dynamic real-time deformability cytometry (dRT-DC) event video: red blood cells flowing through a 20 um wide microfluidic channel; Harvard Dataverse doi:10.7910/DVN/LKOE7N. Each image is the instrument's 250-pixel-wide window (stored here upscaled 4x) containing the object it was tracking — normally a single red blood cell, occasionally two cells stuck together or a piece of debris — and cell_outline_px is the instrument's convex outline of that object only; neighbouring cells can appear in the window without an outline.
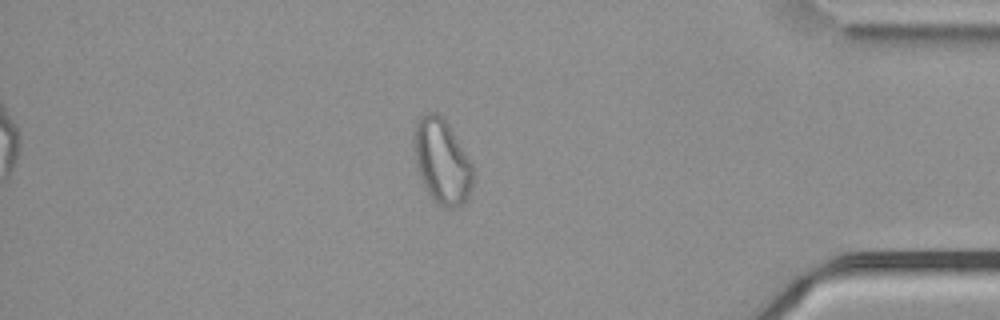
{"species": "common noctule bat (a hibernating species)", "species_latin": "Nyctalus noctula", "temperature_condition": "cold", "stored_images_in_passage": 55, "camera_frame_rate_fps": 3000, "um_per_image_px": 0.085, "animal": {"sex": "male", "body_mass_g": 21.5, "forearm_length_mm": 52.0}, "frame": {"image": 1, "passage_image": 47, "time_ms": 15.333, "image_size_px": [1000, 320], "cell_outline_px": [[472, 184], [468, 196], [460, 204], [452, 208], [444, 208], [436, 204], [428, 192], [420, 176], [412, 148], [412, 132], [420, 116], [424, 112], [436, 112], [448, 124], [472, 164]], "centroid_in_image_um": [37.51, 13.69], "position_along_channel_um": 397.7, "area_um2": 28.96}, "authors_computed_cell_mechanics": {"area_um2": 28.9578, "velocity_mm_per_s": 3.7432, "shape_relaxation_time_tau1_ms": null, "shape_relaxation_time_tau2_ms": 2.1719, "deformation_change_tau1": null, "deformation_change_tau2": 0.0885}}